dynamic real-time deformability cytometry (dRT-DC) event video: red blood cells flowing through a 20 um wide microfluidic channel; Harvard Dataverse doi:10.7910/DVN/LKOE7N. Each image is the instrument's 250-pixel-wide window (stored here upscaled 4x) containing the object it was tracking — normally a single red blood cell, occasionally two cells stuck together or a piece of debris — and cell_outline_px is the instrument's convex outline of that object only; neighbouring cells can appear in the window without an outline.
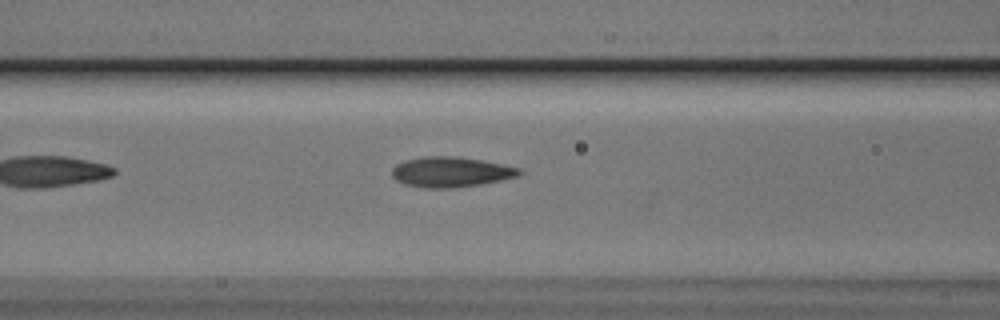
{"species": "Egyptian fruit bat (a non-hibernating species)", "species_latin": "Rousettus aegyptiacus", "temperature_condition": "cold", "stored_images_in_passage": 7, "camera_frame_rate_fps": 3000, "um_per_image_px": 0.085, "animal": {"sex": "male"}, "frame": {"image": 1, "passage_image": 5, "time_ms": 1.333, "image_size_px": [1000, 320], "cell_outline_px": [[524, 172], [516, 176], [500, 180], [480, 184], [452, 188], [428, 188], [404, 184], [396, 180], [392, 176], [392, 168], [396, 164], [404, 160], [424, 156], [456, 156], [480, 160], [520, 168]], "centroid_in_image_um": [38.28, 14.61], "position_along_channel_um": 128.3, "area_um2": 22.31}}